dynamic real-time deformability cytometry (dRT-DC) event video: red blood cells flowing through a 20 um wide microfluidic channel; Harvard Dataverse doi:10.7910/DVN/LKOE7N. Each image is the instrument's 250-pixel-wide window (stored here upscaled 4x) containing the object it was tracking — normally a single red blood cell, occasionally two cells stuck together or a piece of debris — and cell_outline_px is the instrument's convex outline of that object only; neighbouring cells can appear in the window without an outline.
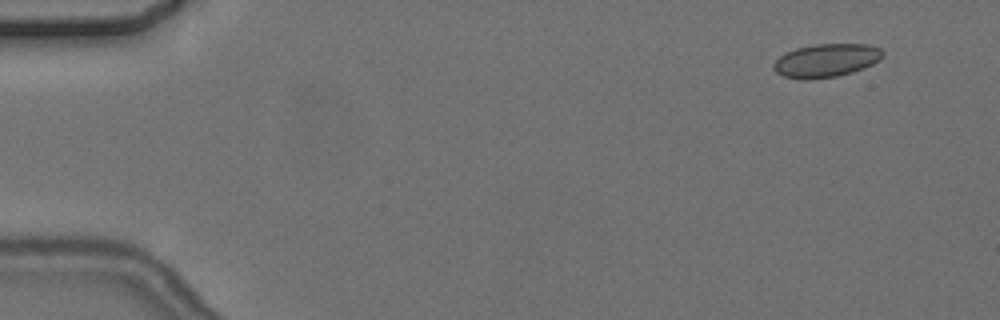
{"species": "common noctule bat (a hibernating species)", "species_latin": "Nyctalus noctula", "temperature_condition": "cold", "stored_images_in_passage": 6, "camera_frame_rate_fps": 3000, "um_per_image_px": 0.085, "animal": {"sex": "female", "body_mass_g": 24.6, "forearm_length_mm": 56.2}, "frame": {"image": 1, "passage_image": 1, "time_ms": 0.0, "image_size_px": [1000, 320], "cell_outline_px": [[884, 56], [880, 60], [864, 68], [852, 72], [836, 76], [804, 80], [784, 76], [776, 72], [772, 68], [772, 64], [780, 56], [796, 48], [816, 44], [868, 44], [880, 48], [884, 52]], "centroid_in_image_um": [70.24, 5.14], "position_along_channel_um": 14.8, "area_um2": 21.21}}
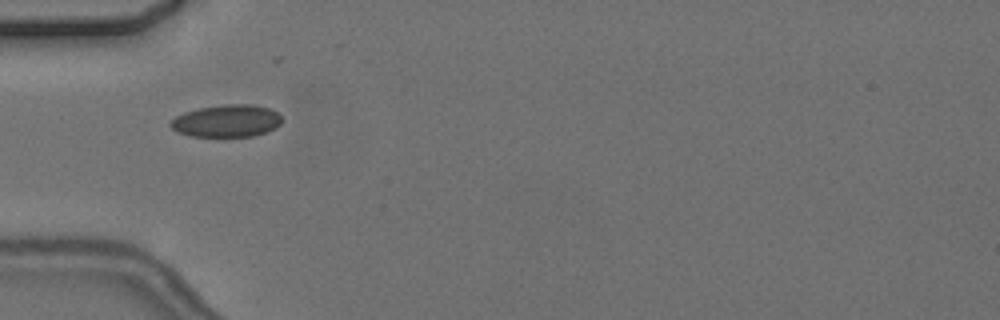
{"frame": {"image": 2, "passage_image": 5, "time_ms": 4.667, "image_size_px": [1000, 320], "cell_outline_px": [[280, 124], [276, 128], [268, 132], [252, 136], [192, 136], [176, 132], [168, 124], [176, 116], [184, 112], [200, 108], [224, 104], [252, 104], [268, 108], [276, 112], [280, 116]], "centroid_in_image_um": [19.26, 10.28], "position_along_channel_um": 65.7, "area_um2": 20.92}}
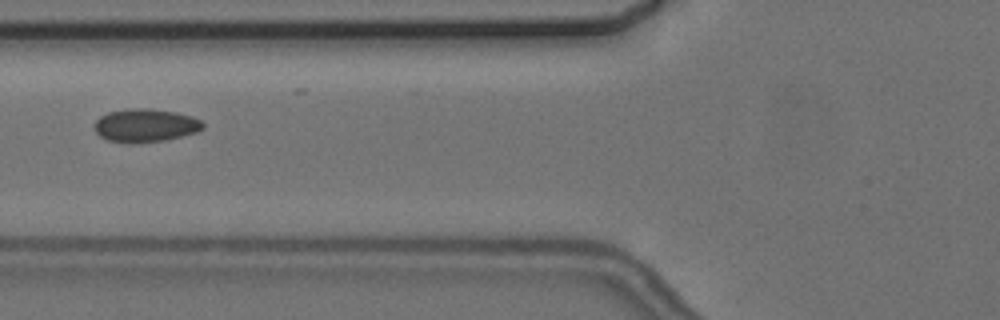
{"frame": {"image": 3, "passage_image": 6, "time_ms": 6.0, "image_size_px": [1000, 320], "cell_outline_px": [[204, 128], [196, 132], [168, 140], [132, 144], [104, 140], [96, 132], [96, 120], [100, 116], [108, 112], [132, 108], [148, 108], [176, 112], [192, 116], [200, 120], [204, 124]], "centroid_in_image_um": [12.36, 10.67], "position_along_channel_um": 113.4, "area_um2": 21.21}}